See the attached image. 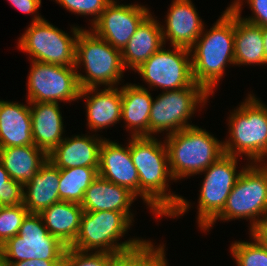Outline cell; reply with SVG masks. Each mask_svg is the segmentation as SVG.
<instances>
[{"label": "cell", "instance_id": "11", "mask_svg": "<svg viewBox=\"0 0 267 266\" xmlns=\"http://www.w3.org/2000/svg\"><path fill=\"white\" fill-rule=\"evenodd\" d=\"M236 156L224 154L210 165L205 174L197 206V224L202 231L222 212L243 169L237 171Z\"/></svg>", "mask_w": 267, "mask_h": 266}, {"label": "cell", "instance_id": "18", "mask_svg": "<svg viewBox=\"0 0 267 266\" xmlns=\"http://www.w3.org/2000/svg\"><path fill=\"white\" fill-rule=\"evenodd\" d=\"M96 136V137H95ZM104 138L95 135L65 137L48 155L59 169L73 167H99V151Z\"/></svg>", "mask_w": 267, "mask_h": 266}, {"label": "cell", "instance_id": "23", "mask_svg": "<svg viewBox=\"0 0 267 266\" xmlns=\"http://www.w3.org/2000/svg\"><path fill=\"white\" fill-rule=\"evenodd\" d=\"M59 179L60 169L47 159L34 177L23 185V205L29 213L39 214L60 202Z\"/></svg>", "mask_w": 267, "mask_h": 266}, {"label": "cell", "instance_id": "7", "mask_svg": "<svg viewBox=\"0 0 267 266\" xmlns=\"http://www.w3.org/2000/svg\"><path fill=\"white\" fill-rule=\"evenodd\" d=\"M218 219H250V231L267 221V161L246 165L222 212L203 231H209Z\"/></svg>", "mask_w": 267, "mask_h": 266}, {"label": "cell", "instance_id": "28", "mask_svg": "<svg viewBox=\"0 0 267 266\" xmlns=\"http://www.w3.org/2000/svg\"><path fill=\"white\" fill-rule=\"evenodd\" d=\"M98 176V167H73L60 169V201L81 204L86 189Z\"/></svg>", "mask_w": 267, "mask_h": 266}, {"label": "cell", "instance_id": "39", "mask_svg": "<svg viewBox=\"0 0 267 266\" xmlns=\"http://www.w3.org/2000/svg\"><path fill=\"white\" fill-rule=\"evenodd\" d=\"M110 266H134V252L118 256Z\"/></svg>", "mask_w": 267, "mask_h": 266}, {"label": "cell", "instance_id": "21", "mask_svg": "<svg viewBox=\"0 0 267 266\" xmlns=\"http://www.w3.org/2000/svg\"><path fill=\"white\" fill-rule=\"evenodd\" d=\"M150 13L121 51L122 63L135 71L164 45L160 21Z\"/></svg>", "mask_w": 267, "mask_h": 266}, {"label": "cell", "instance_id": "3", "mask_svg": "<svg viewBox=\"0 0 267 266\" xmlns=\"http://www.w3.org/2000/svg\"><path fill=\"white\" fill-rule=\"evenodd\" d=\"M228 117L229 138L223 141L224 154L245 155L251 163L267 158V105L253 93Z\"/></svg>", "mask_w": 267, "mask_h": 266}, {"label": "cell", "instance_id": "29", "mask_svg": "<svg viewBox=\"0 0 267 266\" xmlns=\"http://www.w3.org/2000/svg\"><path fill=\"white\" fill-rule=\"evenodd\" d=\"M253 241H234L230 246L237 266H267V250L252 236Z\"/></svg>", "mask_w": 267, "mask_h": 266}, {"label": "cell", "instance_id": "31", "mask_svg": "<svg viewBox=\"0 0 267 266\" xmlns=\"http://www.w3.org/2000/svg\"><path fill=\"white\" fill-rule=\"evenodd\" d=\"M119 255L108 252L80 251L67 247L63 266H110Z\"/></svg>", "mask_w": 267, "mask_h": 266}, {"label": "cell", "instance_id": "16", "mask_svg": "<svg viewBox=\"0 0 267 266\" xmlns=\"http://www.w3.org/2000/svg\"><path fill=\"white\" fill-rule=\"evenodd\" d=\"M98 175L139 196V175L130 155L129 144L123 147L104 138L99 151Z\"/></svg>", "mask_w": 267, "mask_h": 266}, {"label": "cell", "instance_id": "5", "mask_svg": "<svg viewBox=\"0 0 267 266\" xmlns=\"http://www.w3.org/2000/svg\"><path fill=\"white\" fill-rule=\"evenodd\" d=\"M165 138L174 181L200 174L224 155L223 142L196 125Z\"/></svg>", "mask_w": 267, "mask_h": 266}, {"label": "cell", "instance_id": "22", "mask_svg": "<svg viewBox=\"0 0 267 266\" xmlns=\"http://www.w3.org/2000/svg\"><path fill=\"white\" fill-rule=\"evenodd\" d=\"M27 104L0 100V148L34 145Z\"/></svg>", "mask_w": 267, "mask_h": 266}, {"label": "cell", "instance_id": "38", "mask_svg": "<svg viewBox=\"0 0 267 266\" xmlns=\"http://www.w3.org/2000/svg\"><path fill=\"white\" fill-rule=\"evenodd\" d=\"M249 233L267 250V221L260 223Z\"/></svg>", "mask_w": 267, "mask_h": 266}, {"label": "cell", "instance_id": "13", "mask_svg": "<svg viewBox=\"0 0 267 266\" xmlns=\"http://www.w3.org/2000/svg\"><path fill=\"white\" fill-rule=\"evenodd\" d=\"M163 47L134 72H137L150 88L159 87L163 92L191 86L194 80L190 49L172 46L173 50H166Z\"/></svg>", "mask_w": 267, "mask_h": 266}, {"label": "cell", "instance_id": "19", "mask_svg": "<svg viewBox=\"0 0 267 266\" xmlns=\"http://www.w3.org/2000/svg\"><path fill=\"white\" fill-rule=\"evenodd\" d=\"M137 196L129 189L97 176L86 189L81 203L83 211H116L125 213L132 221L131 204Z\"/></svg>", "mask_w": 267, "mask_h": 266}, {"label": "cell", "instance_id": "6", "mask_svg": "<svg viewBox=\"0 0 267 266\" xmlns=\"http://www.w3.org/2000/svg\"><path fill=\"white\" fill-rule=\"evenodd\" d=\"M80 65L86 75L77 70L81 89L117 87L124 77L121 51L89 29H81L76 39L75 68Z\"/></svg>", "mask_w": 267, "mask_h": 266}, {"label": "cell", "instance_id": "17", "mask_svg": "<svg viewBox=\"0 0 267 266\" xmlns=\"http://www.w3.org/2000/svg\"><path fill=\"white\" fill-rule=\"evenodd\" d=\"M83 97L86 101V125L91 131L97 132L121 120V87H105L100 91L98 88L81 89L79 98Z\"/></svg>", "mask_w": 267, "mask_h": 266}, {"label": "cell", "instance_id": "10", "mask_svg": "<svg viewBox=\"0 0 267 266\" xmlns=\"http://www.w3.org/2000/svg\"><path fill=\"white\" fill-rule=\"evenodd\" d=\"M67 247L48 232L39 214L29 213L18 234L1 246L0 251L6 266H10L13 262L30 259L64 260Z\"/></svg>", "mask_w": 267, "mask_h": 266}, {"label": "cell", "instance_id": "12", "mask_svg": "<svg viewBox=\"0 0 267 266\" xmlns=\"http://www.w3.org/2000/svg\"><path fill=\"white\" fill-rule=\"evenodd\" d=\"M27 80V102L59 103L80 99L75 67L31 61Z\"/></svg>", "mask_w": 267, "mask_h": 266}, {"label": "cell", "instance_id": "8", "mask_svg": "<svg viewBox=\"0 0 267 266\" xmlns=\"http://www.w3.org/2000/svg\"><path fill=\"white\" fill-rule=\"evenodd\" d=\"M81 29L72 26L70 36L45 18L31 22L19 37L18 49L28 53L31 61L75 67L76 39Z\"/></svg>", "mask_w": 267, "mask_h": 266}, {"label": "cell", "instance_id": "37", "mask_svg": "<svg viewBox=\"0 0 267 266\" xmlns=\"http://www.w3.org/2000/svg\"><path fill=\"white\" fill-rule=\"evenodd\" d=\"M10 266H63V260L30 259L13 262Z\"/></svg>", "mask_w": 267, "mask_h": 266}, {"label": "cell", "instance_id": "30", "mask_svg": "<svg viewBox=\"0 0 267 266\" xmlns=\"http://www.w3.org/2000/svg\"><path fill=\"white\" fill-rule=\"evenodd\" d=\"M29 211L23 204L0 206V247L18 234L21 224Z\"/></svg>", "mask_w": 267, "mask_h": 266}, {"label": "cell", "instance_id": "20", "mask_svg": "<svg viewBox=\"0 0 267 266\" xmlns=\"http://www.w3.org/2000/svg\"><path fill=\"white\" fill-rule=\"evenodd\" d=\"M60 108L59 103L30 102L33 142L47 155L64 139Z\"/></svg>", "mask_w": 267, "mask_h": 266}, {"label": "cell", "instance_id": "26", "mask_svg": "<svg viewBox=\"0 0 267 266\" xmlns=\"http://www.w3.org/2000/svg\"><path fill=\"white\" fill-rule=\"evenodd\" d=\"M48 155L35 145L0 148V162L14 181H30L47 161Z\"/></svg>", "mask_w": 267, "mask_h": 266}, {"label": "cell", "instance_id": "27", "mask_svg": "<svg viewBox=\"0 0 267 266\" xmlns=\"http://www.w3.org/2000/svg\"><path fill=\"white\" fill-rule=\"evenodd\" d=\"M235 65H265L263 28L242 19L235 12Z\"/></svg>", "mask_w": 267, "mask_h": 266}, {"label": "cell", "instance_id": "15", "mask_svg": "<svg viewBox=\"0 0 267 266\" xmlns=\"http://www.w3.org/2000/svg\"><path fill=\"white\" fill-rule=\"evenodd\" d=\"M165 21L166 27L161 25L164 45L169 40L171 46L190 49L205 28L191 0H173Z\"/></svg>", "mask_w": 267, "mask_h": 266}, {"label": "cell", "instance_id": "1", "mask_svg": "<svg viewBox=\"0 0 267 266\" xmlns=\"http://www.w3.org/2000/svg\"><path fill=\"white\" fill-rule=\"evenodd\" d=\"M130 138V155L139 175V196L146 206L156 218L164 215L174 219L189 211L191 202L168 189L167 182L174 179L165 142L158 141L155 136Z\"/></svg>", "mask_w": 267, "mask_h": 266}, {"label": "cell", "instance_id": "24", "mask_svg": "<svg viewBox=\"0 0 267 266\" xmlns=\"http://www.w3.org/2000/svg\"><path fill=\"white\" fill-rule=\"evenodd\" d=\"M122 112L121 120L131 131V137L149 136V116L152 101L147 88L137 84H124L121 87Z\"/></svg>", "mask_w": 267, "mask_h": 266}, {"label": "cell", "instance_id": "35", "mask_svg": "<svg viewBox=\"0 0 267 266\" xmlns=\"http://www.w3.org/2000/svg\"><path fill=\"white\" fill-rule=\"evenodd\" d=\"M247 4L250 6L252 15L244 18L241 15L243 2L241 0H234L231 5H228L234 10L242 19L252 24L267 27V0H247Z\"/></svg>", "mask_w": 267, "mask_h": 266}, {"label": "cell", "instance_id": "33", "mask_svg": "<svg viewBox=\"0 0 267 266\" xmlns=\"http://www.w3.org/2000/svg\"><path fill=\"white\" fill-rule=\"evenodd\" d=\"M66 10L78 14L93 16L91 26L98 20L101 13L112 0H55Z\"/></svg>", "mask_w": 267, "mask_h": 266}, {"label": "cell", "instance_id": "34", "mask_svg": "<svg viewBox=\"0 0 267 266\" xmlns=\"http://www.w3.org/2000/svg\"><path fill=\"white\" fill-rule=\"evenodd\" d=\"M164 245L154 246L148 240L140 249L134 251V266H168Z\"/></svg>", "mask_w": 267, "mask_h": 266}, {"label": "cell", "instance_id": "9", "mask_svg": "<svg viewBox=\"0 0 267 266\" xmlns=\"http://www.w3.org/2000/svg\"><path fill=\"white\" fill-rule=\"evenodd\" d=\"M209 94L197 83L172 91H165L153 99L149 116V136L168 132L176 133L191 127L188 120L195 114L196 107L206 104ZM154 134V135H152Z\"/></svg>", "mask_w": 267, "mask_h": 266}, {"label": "cell", "instance_id": "2", "mask_svg": "<svg viewBox=\"0 0 267 266\" xmlns=\"http://www.w3.org/2000/svg\"><path fill=\"white\" fill-rule=\"evenodd\" d=\"M235 11L229 6L212 28L203 30L190 48L192 76L209 95L214 94L227 64L234 62Z\"/></svg>", "mask_w": 267, "mask_h": 266}, {"label": "cell", "instance_id": "4", "mask_svg": "<svg viewBox=\"0 0 267 266\" xmlns=\"http://www.w3.org/2000/svg\"><path fill=\"white\" fill-rule=\"evenodd\" d=\"M132 223L133 221L122 212L83 211L79 232L69 247L80 251L114 253L119 256L134 252L148 240L131 238L118 242L127 234Z\"/></svg>", "mask_w": 267, "mask_h": 266}, {"label": "cell", "instance_id": "40", "mask_svg": "<svg viewBox=\"0 0 267 266\" xmlns=\"http://www.w3.org/2000/svg\"><path fill=\"white\" fill-rule=\"evenodd\" d=\"M263 42L265 51V61L267 63V27L263 28Z\"/></svg>", "mask_w": 267, "mask_h": 266}, {"label": "cell", "instance_id": "32", "mask_svg": "<svg viewBox=\"0 0 267 266\" xmlns=\"http://www.w3.org/2000/svg\"><path fill=\"white\" fill-rule=\"evenodd\" d=\"M23 184L10 178L0 162V206L23 204Z\"/></svg>", "mask_w": 267, "mask_h": 266}, {"label": "cell", "instance_id": "41", "mask_svg": "<svg viewBox=\"0 0 267 266\" xmlns=\"http://www.w3.org/2000/svg\"><path fill=\"white\" fill-rule=\"evenodd\" d=\"M0 266H6V263L4 262V258H3L1 251H0Z\"/></svg>", "mask_w": 267, "mask_h": 266}, {"label": "cell", "instance_id": "25", "mask_svg": "<svg viewBox=\"0 0 267 266\" xmlns=\"http://www.w3.org/2000/svg\"><path fill=\"white\" fill-rule=\"evenodd\" d=\"M82 213L81 204L60 201L42 210L39 215L48 232L69 247L79 232Z\"/></svg>", "mask_w": 267, "mask_h": 266}, {"label": "cell", "instance_id": "14", "mask_svg": "<svg viewBox=\"0 0 267 266\" xmlns=\"http://www.w3.org/2000/svg\"><path fill=\"white\" fill-rule=\"evenodd\" d=\"M119 4V1L112 0L89 29L122 51L137 27L151 12L150 8L141 4Z\"/></svg>", "mask_w": 267, "mask_h": 266}, {"label": "cell", "instance_id": "36", "mask_svg": "<svg viewBox=\"0 0 267 266\" xmlns=\"http://www.w3.org/2000/svg\"><path fill=\"white\" fill-rule=\"evenodd\" d=\"M9 3L19 11L25 14L34 15L32 19L33 22L40 21L44 18L39 14H37L38 9L41 7V0H8ZM36 13V14H35Z\"/></svg>", "mask_w": 267, "mask_h": 266}]
</instances>
